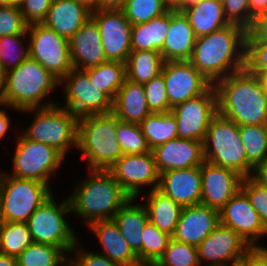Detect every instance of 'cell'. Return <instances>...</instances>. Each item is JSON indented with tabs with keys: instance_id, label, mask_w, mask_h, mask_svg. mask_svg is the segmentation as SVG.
I'll use <instances>...</instances> for the list:
<instances>
[{
	"instance_id": "cell-1",
	"label": "cell",
	"mask_w": 267,
	"mask_h": 266,
	"mask_svg": "<svg viewBox=\"0 0 267 266\" xmlns=\"http://www.w3.org/2000/svg\"><path fill=\"white\" fill-rule=\"evenodd\" d=\"M247 30L229 24L196 38L189 62L211 83L245 68Z\"/></svg>"
},
{
	"instance_id": "cell-2",
	"label": "cell",
	"mask_w": 267,
	"mask_h": 266,
	"mask_svg": "<svg viewBox=\"0 0 267 266\" xmlns=\"http://www.w3.org/2000/svg\"><path fill=\"white\" fill-rule=\"evenodd\" d=\"M214 86L221 116L237 125H267V96L256 74L243 68Z\"/></svg>"
},
{
	"instance_id": "cell-3",
	"label": "cell",
	"mask_w": 267,
	"mask_h": 266,
	"mask_svg": "<svg viewBox=\"0 0 267 266\" xmlns=\"http://www.w3.org/2000/svg\"><path fill=\"white\" fill-rule=\"evenodd\" d=\"M87 178L77 181L68 195L71 215L83 220L86 227L98 220L113 219L131 198L107 170H87Z\"/></svg>"
},
{
	"instance_id": "cell-4",
	"label": "cell",
	"mask_w": 267,
	"mask_h": 266,
	"mask_svg": "<svg viewBox=\"0 0 267 266\" xmlns=\"http://www.w3.org/2000/svg\"><path fill=\"white\" fill-rule=\"evenodd\" d=\"M59 85L57 78L29 57L5 73L0 98L18 111L49 107L59 103L51 98L47 100Z\"/></svg>"
},
{
	"instance_id": "cell-5",
	"label": "cell",
	"mask_w": 267,
	"mask_h": 266,
	"mask_svg": "<svg viewBox=\"0 0 267 266\" xmlns=\"http://www.w3.org/2000/svg\"><path fill=\"white\" fill-rule=\"evenodd\" d=\"M117 117L107 114L78 118L77 149L88 170H108L122 155L116 136Z\"/></svg>"
},
{
	"instance_id": "cell-6",
	"label": "cell",
	"mask_w": 267,
	"mask_h": 266,
	"mask_svg": "<svg viewBox=\"0 0 267 266\" xmlns=\"http://www.w3.org/2000/svg\"><path fill=\"white\" fill-rule=\"evenodd\" d=\"M29 115L33 121L21 133L28 139L47 144L58 150L65 158L71 148L77 149L78 118L58 104L19 111Z\"/></svg>"
},
{
	"instance_id": "cell-7",
	"label": "cell",
	"mask_w": 267,
	"mask_h": 266,
	"mask_svg": "<svg viewBox=\"0 0 267 266\" xmlns=\"http://www.w3.org/2000/svg\"><path fill=\"white\" fill-rule=\"evenodd\" d=\"M203 149L206 162L233 170L243 178L252 175L254 167L247 161L238 125L219 113L210 122Z\"/></svg>"
},
{
	"instance_id": "cell-8",
	"label": "cell",
	"mask_w": 267,
	"mask_h": 266,
	"mask_svg": "<svg viewBox=\"0 0 267 266\" xmlns=\"http://www.w3.org/2000/svg\"><path fill=\"white\" fill-rule=\"evenodd\" d=\"M52 195L29 217L27 225L33 243L50 244L60 247L68 256L79 236L67 220L71 214L68 196L57 203Z\"/></svg>"
},
{
	"instance_id": "cell-9",
	"label": "cell",
	"mask_w": 267,
	"mask_h": 266,
	"mask_svg": "<svg viewBox=\"0 0 267 266\" xmlns=\"http://www.w3.org/2000/svg\"><path fill=\"white\" fill-rule=\"evenodd\" d=\"M52 195L49 184L13 177L0 168V208L4 222L27 223L35 210Z\"/></svg>"
},
{
	"instance_id": "cell-10",
	"label": "cell",
	"mask_w": 267,
	"mask_h": 266,
	"mask_svg": "<svg viewBox=\"0 0 267 266\" xmlns=\"http://www.w3.org/2000/svg\"><path fill=\"white\" fill-rule=\"evenodd\" d=\"M15 150L11 157L12 171L7 175L36 180L52 187L54 174L59 173L65 157L55 148L47 144L26 138L20 131L15 135Z\"/></svg>"
},
{
	"instance_id": "cell-11",
	"label": "cell",
	"mask_w": 267,
	"mask_h": 266,
	"mask_svg": "<svg viewBox=\"0 0 267 266\" xmlns=\"http://www.w3.org/2000/svg\"><path fill=\"white\" fill-rule=\"evenodd\" d=\"M30 58L61 81L72 69L69 41L42 23L27 27Z\"/></svg>"
},
{
	"instance_id": "cell-12",
	"label": "cell",
	"mask_w": 267,
	"mask_h": 266,
	"mask_svg": "<svg viewBox=\"0 0 267 266\" xmlns=\"http://www.w3.org/2000/svg\"><path fill=\"white\" fill-rule=\"evenodd\" d=\"M59 86L65 99L60 106L70 110L77 118L112 112L113 100L92 84L83 70L73 68Z\"/></svg>"
},
{
	"instance_id": "cell-13",
	"label": "cell",
	"mask_w": 267,
	"mask_h": 266,
	"mask_svg": "<svg viewBox=\"0 0 267 266\" xmlns=\"http://www.w3.org/2000/svg\"><path fill=\"white\" fill-rule=\"evenodd\" d=\"M107 171L132 198H141L144 188L152 191L159 185L160 174L152 151L123 154Z\"/></svg>"
},
{
	"instance_id": "cell-14",
	"label": "cell",
	"mask_w": 267,
	"mask_h": 266,
	"mask_svg": "<svg viewBox=\"0 0 267 266\" xmlns=\"http://www.w3.org/2000/svg\"><path fill=\"white\" fill-rule=\"evenodd\" d=\"M177 121L178 138L204 142L212 118L218 113L217 91L212 84L202 95L171 109Z\"/></svg>"
},
{
	"instance_id": "cell-15",
	"label": "cell",
	"mask_w": 267,
	"mask_h": 266,
	"mask_svg": "<svg viewBox=\"0 0 267 266\" xmlns=\"http://www.w3.org/2000/svg\"><path fill=\"white\" fill-rule=\"evenodd\" d=\"M250 248L232 228L219 223L197 246L198 261L200 266H234Z\"/></svg>"
},
{
	"instance_id": "cell-16",
	"label": "cell",
	"mask_w": 267,
	"mask_h": 266,
	"mask_svg": "<svg viewBox=\"0 0 267 266\" xmlns=\"http://www.w3.org/2000/svg\"><path fill=\"white\" fill-rule=\"evenodd\" d=\"M96 21L107 60L126 63L131 48L132 24L121 9H96L91 11Z\"/></svg>"
},
{
	"instance_id": "cell-17",
	"label": "cell",
	"mask_w": 267,
	"mask_h": 266,
	"mask_svg": "<svg viewBox=\"0 0 267 266\" xmlns=\"http://www.w3.org/2000/svg\"><path fill=\"white\" fill-rule=\"evenodd\" d=\"M219 217L220 223L232 228L251 247H263L259 240L267 237V228L241 189L222 207Z\"/></svg>"
},
{
	"instance_id": "cell-18",
	"label": "cell",
	"mask_w": 267,
	"mask_h": 266,
	"mask_svg": "<svg viewBox=\"0 0 267 266\" xmlns=\"http://www.w3.org/2000/svg\"><path fill=\"white\" fill-rule=\"evenodd\" d=\"M171 108L202 95L212 84L189 62H164L162 72Z\"/></svg>"
},
{
	"instance_id": "cell-19",
	"label": "cell",
	"mask_w": 267,
	"mask_h": 266,
	"mask_svg": "<svg viewBox=\"0 0 267 266\" xmlns=\"http://www.w3.org/2000/svg\"><path fill=\"white\" fill-rule=\"evenodd\" d=\"M200 172L202 205L220 211L241 188L243 177L233 170L204 161L200 166Z\"/></svg>"
},
{
	"instance_id": "cell-20",
	"label": "cell",
	"mask_w": 267,
	"mask_h": 266,
	"mask_svg": "<svg viewBox=\"0 0 267 266\" xmlns=\"http://www.w3.org/2000/svg\"><path fill=\"white\" fill-rule=\"evenodd\" d=\"M219 223V210L202 204L183 207L171 238L197 247Z\"/></svg>"
},
{
	"instance_id": "cell-21",
	"label": "cell",
	"mask_w": 267,
	"mask_h": 266,
	"mask_svg": "<svg viewBox=\"0 0 267 266\" xmlns=\"http://www.w3.org/2000/svg\"><path fill=\"white\" fill-rule=\"evenodd\" d=\"M159 174L176 169L201 166L205 161L203 142L176 138L152 150Z\"/></svg>"
},
{
	"instance_id": "cell-22",
	"label": "cell",
	"mask_w": 267,
	"mask_h": 266,
	"mask_svg": "<svg viewBox=\"0 0 267 266\" xmlns=\"http://www.w3.org/2000/svg\"><path fill=\"white\" fill-rule=\"evenodd\" d=\"M157 189L182 207L200 204L202 190L200 166L161 173Z\"/></svg>"
},
{
	"instance_id": "cell-23",
	"label": "cell",
	"mask_w": 267,
	"mask_h": 266,
	"mask_svg": "<svg viewBox=\"0 0 267 266\" xmlns=\"http://www.w3.org/2000/svg\"><path fill=\"white\" fill-rule=\"evenodd\" d=\"M68 41L74 69L85 70L108 61L99 27L91 16Z\"/></svg>"
},
{
	"instance_id": "cell-24",
	"label": "cell",
	"mask_w": 267,
	"mask_h": 266,
	"mask_svg": "<svg viewBox=\"0 0 267 266\" xmlns=\"http://www.w3.org/2000/svg\"><path fill=\"white\" fill-rule=\"evenodd\" d=\"M89 227V228H88ZM87 227L102 249L98 253L123 266H142L113 219L98 220Z\"/></svg>"
},
{
	"instance_id": "cell-25",
	"label": "cell",
	"mask_w": 267,
	"mask_h": 266,
	"mask_svg": "<svg viewBox=\"0 0 267 266\" xmlns=\"http://www.w3.org/2000/svg\"><path fill=\"white\" fill-rule=\"evenodd\" d=\"M91 10L74 0H52L42 24L69 40L89 19Z\"/></svg>"
},
{
	"instance_id": "cell-26",
	"label": "cell",
	"mask_w": 267,
	"mask_h": 266,
	"mask_svg": "<svg viewBox=\"0 0 267 266\" xmlns=\"http://www.w3.org/2000/svg\"><path fill=\"white\" fill-rule=\"evenodd\" d=\"M163 48L160 51L164 62L189 61L196 36L188 19L180 10L170 9V25Z\"/></svg>"
},
{
	"instance_id": "cell-27",
	"label": "cell",
	"mask_w": 267,
	"mask_h": 266,
	"mask_svg": "<svg viewBox=\"0 0 267 266\" xmlns=\"http://www.w3.org/2000/svg\"><path fill=\"white\" fill-rule=\"evenodd\" d=\"M188 19L196 38L231 24L221 0H195L180 9Z\"/></svg>"
},
{
	"instance_id": "cell-28",
	"label": "cell",
	"mask_w": 267,
	"mask_h": 266,
	"mask_svg": "<svg viewBox=\"0 0 267 266\" xmlns=\"http://www.w3.org/2000/svg\"><path fill=\"white\" fill-rule=\"evenodd\" d=\"M112 113L123 122L140 124L151 114L147 105L143 84L125 80L114 100Z\"/></svg>"
},
{
	"instance_id": "cell-29",
	"label": "cell",
	"mask_w": 267,
	"mask_h": 266,
	"mask_svg": "<svg viewBox=\"0 0 267 266\" xmlns=\"http://www.w3.org/2000/svg\"><path fill=\"white\" fill-rule=\"evenodd\" d=\"M137 199L131 197L113 218L122 236L135 254L142 247V233L149 221L145 205L140 204V202L137 203Z\"/></svg>"
},
{
	"instance_id": "cell-30",
	"label": "cell",
	"mask_w": 267,
	"mask_h": 266,
	"mask_svg": "<svg viewBox=\"0 0 267 266\" xmlns=\"http://www.w3.org/2000/svg\"><path fill=\"white\" fill-rule=\"evenodd\" d=\"M145 195L142 203L147 209L149 221L162 232L172 236L183 207L158 189L148 191Z\"/></svg>"
},
{
	"instance_id": "cell-31",
	"label": "cell",
	"mask_w": 267,
	"mask_h": 266,
	"mask_svg": "<svg viewBox=\"0 0 267 266\" xmlns=\"http://www.w3.org/2000/svg\"><path fill=\"white\" fill-rule=\"evenodd\" d=\"M170 25V9L150 21L132 25L131 48L132 51H156L163 48Z\"/></svg>"
},
{
	"instance_id": "cell-32",
	"label": "cell",
	"mask_w": 267,
	"mask_h": 266,
	"mask_svg": "<svg viewBox=\"0 0 267 266\" xmlns=\"http://www.w3.org/2000/svg\"><path fill=\"white\" fill-rule=\"evenodd\" d=\"M126 79L145 84L162 72L164 60L156 51H131L126 61Z\"/></svg>"
},
{
	"instance_id": "cell-33",
	"label": "cell",
	"mask_w": 267,
	"mask_h": 266,
	"mask_svg": "<svg viewBox=\"0 0 267 266\" xmlns=\"http://www.w3.org/2000/svg\"><path fill=\"white\" fill-rule=\"evenodd\" d=\"M139 125L151 151L167 141L178 138L177 121L172 111L151 113Z\"/></svg>"
},
{
	"instance_id": "cell-34",
	"label": "cell",
	"mask_w": 267,
	"mask_h": 266,
	"mask_svg": "<svg viewBox=\"0 0 267 266\" xmlns=\"http://www.w3.org/2000/svg\"><path fill=\"white\" fill-rule=\"evenodd\" d=\"M92 84L114 100L126 80V64L120 61H106L98 66L83 70Z\"/></svg>"
},
{
	"instance_id": "cell-35",
	"label": "cell",
	"mask_w": 267,
	"mask_h": 266,
	"mask_svg": "<svg viewBox=\"0 0 267 266\" xmlns=\"http://www.w3.org/2000/svg\"><path fill=\"white\" fill-rule=\"evenodd\" d=\"M17 266H68L69 256L50 244L31 243L17 258Z\"/></svg>"
},
{
	"instance_id": "cell-36",
	"label": "cell",
	"mask_w": 267,
	"mask_h": 266,
	"mask_svg": "<svg viewBox=\"0 0 267 266\" xmlns=\"http://www.w3.org/2000/svg\"><path fill=\"white\" fill-rule=\"evenodd\" d=\"M142 247L136 253L142 266H153L163 255L171 236L148 221L143 230Z\"/></svg>"
},
{
	"instance_id": "cell-37",
	"label": "cell",
	"mask_w": 267,
	"mask_h": 266,
	"mask_svg": "<svg viewBox=\"0 0 267 266\" xmlns=\"http://www.w3.org/2000/svg\"><path fill=\"white\" fill-rule=\"evenodd\" d=\"M247 161L255 168L267 158V125H238Z\"/></svg>"
},
{
	"instance_id": "cell-38",
	"label": "cell",
	"mask_w": 267,
	"mask_h": 266,
	"mask_svg": "<svg viewBox=\"0 0 267 266\" xmlns=\"http://www.w3.org/2000/svg\"><path fill=\"white\" fill-rule=\"evenodd\" d=\"M32 243L27 223L3 222L0 227V253L18 257Z\"/></svg>"
},
{
	"instance_id": "cell-39",
	"label": "cell",
	"mask_w": 267,
	"mask_h": 266,
	"mask_svg": "<svg viewBox=\"0 0 267 266\" xmlns=\"http://www.w3.org/2000/svg\"><path fill=\"white\" fill-rule=\"evenodd\" d=\"M29 57L30 51L27 34L0 37V66L4 73L18 67Z\"/></svg>"
},
{
	"instance_id": "cell-40",
	"label": "cell",
	"mask_w": 267,
	"mask_h": 266,
	"mask_svg": "<svg viewBox=\"0 0 267 266\" xmlns=\"http://www.w3.org/2000/svg\"><path fill=\"white\" fill-rule=\"evenodd\" d=\"M169 9L166 0H126L121 8L132 25L148 22Z\"/></svg>"
},
{
	"instance_id": "cell-41",
	"label": "cell",
	"mask_w": 267,
	"mask_h": 266,
	"mask_svg": "<svg viewBox=\"0 0 267 266\" xmlns=\"http://www.w3.org/2000/svg\"><path fill=\"white\" fill-rule=\"evenodd\" d=\"M116 136L123 154H141L151 151L139 124L123 122L117 118Z\"/></svg>"
},
{
	"instance_id": "cell-42",
	"label": "cell",
	"mask_w": 267,
	"mask_h": 266,
	"mask_svg": "<svg viewBox=\"0 0 267 266\" xmlns=\"http://www.w3.org/2000/svg\"><path fill=\"white\" fill-rule=\"evenodd\" d=\"M153 266H200L197 247L171 238L163 255Z\"/></svg>"
},
{
	"instance_id": "cell-43",
	"label": "cell",
	"mask_w": 267,
	"mask_h": 266,
	"mask_svg": "<svg viewBox=\"0 0 267 266\" xmlns=\"http://www.w3.org/2000/svg\"><path fill=\"white\" fill-rule=\"evenodd\" d=\"M245 68L256 75L267 71V40L255 37L250 31L246 35Z\"/></svg>"
},
{
	"instance_id": "cell-44",
	"label": "cell",
	"mask_w": 267,
	"mask_h": 266,
	"mask_svg": "<svg viewBox=\"0 0 267 266\" xmlns=\"http://www.w3.org/2000/svg\"><path fill=\"white\" fill-rule=\"evenodd\" d=\"M147 105L151 113H165L171 111L167 98L166 84L163 74L152 78L143 84Z\"/></svg>"
},
{
	"instance_id": "cell-45",
	"label": "cell",
	"mask_w": 267,
	"mask_h": 266,
	"mask_svg": "<svg viewBox=\"0 0 267 266\" xmlns=\"http://www.w3.org/2000/svg\"><path fill=\"white\" fill-rule=\"evenodd\" d=\"M240 189L247 195L250 204L267 228V187L260 185L249 176L242 179Z\"/></svg>"
},
{
	"instance_id": "cell-46",
	"label": "cell",
	"mask_w": 267,
	"mask_h": 266,
	"mask_svg": "<svg viewBox=\"0 0 267 266\" xmlns=\"http://www.w3.org/2000/svg\"><path fill=\"white\" fill-rule=\"evenodd\" d=\"M27 27L19 6L0 5V37L27 34Z\"/></svg>"
},
{
	"instance_id": "cell-47",
	"label": "cell",
	"mask_w": 267,
	"mask_h": 266,
	"mask_svg": "<svg viewBox=\"0 0 267 266\" xmlns=\"http://www.w3.org/2000/svg\"><path fill=\"white\" fill-rule=\"evenodd\" d=\"M79 242L78 240L69 254L68 266H123L98 253L97 250H87L89 248L83 247Z\"/></svg>"
},
{
	"instance_id": "cell-48",
	"label": "cell",
	"mask_w": 267,
	"mask_h": 266,
	"mask_svg": "<svg viewBox=\"0 0 267 266\" xmlns=\"http://www.w3.org/2000/svg\"><path fill=\"white\" fill-rule=\"evenodd\" d=\"M226 18L249 31L255 20L249 15V0H221Z\"/></svg>"
},
{
	"instance_id": "cell-49",
	"label": "cell",
	"mask_w": 267,
	"mask_h": 266,
	"mask_svg": "<svg viewBox=\"0 0 267 266\" xmlns=\"http://www.w3.org/2000/svg\"><path fill=\"white\" fill-rule=\"evenodd\" d=\"M51 3L52 0H22L19 9L28 25L42 23L51 7Z\"/></svg>"
},
{
	"instance_id": "cell-50",
	"label": "cell",
	"mask_w": 267,
	"mask_h": 266,
	"mask_svg": "<svg viewBox=\"0 0 267 266\" xmlns=\"http://www.w3.org/2000/svg\"><path fill=\"white\" fill-rule=\"evenodd\" d=\"M239 266H267V245L251 247L239 260Z\"/></svg>"
},
{
	"instance_id": "cell-51",
	"label": "cell",
	"mask_w": 267,
	"mask_h": 266,
	"mask_svg": "<svg viewBox=\"0 0 267 266\" xmlns=\"http://www.w3.org/2000/svg\"><path fill=\"white\" fill-rule=\"evenodd\" d=\"M10 109L19 113L18 110L10 107L3 99L0 98V141H3L5 136L8 134V131H11L10 128H12L11 126L13 120H11V117L8 115Z\"/></svg>"
},
{
	"instance_id": "cell-52",
	"label": "cell",
	"mask_w": 267,
	"mask_h": 266,
	"mask_svg": "<svg viewBox=\"0 0 267 266\" xmlns=\"http://www.w3.org/2000/svg\"><path fill=\"white\" fill-rule=\"evenodd\" d=\"M255 37L267 40V12L261 14L249 30Z\"/></svg>"
},
{
	"instance_id": "cell-53",
	"label": "cell",
	"mask_w": 267,
	"mask_h": 266,
	"mask_svg": "<svg viewBox=\"0 0 267 266\" xmlns=\"http://www.w3.org/2000/svg\"><path fill=\"white\" fill-rule=\"evenodd\" d=\"M251 177L260 185L267 187V158L254 168Z\"/></svg>"
},
{
	"instance_id": "cell-54",
	"label": "cell",
	"mask_w": 267,
	"mask_h": 266,
	"mask_svg": "<svg viewBox=\"0 0 267 266\" xmlns=\"http://www.w3.org/2000/svg\"><path fill=\"white\" fill-rule=\"evenodd\" d=\"M267 12V0H249V15L256 20Z\"/></svg>"
},
{
	"instance_id": "cell-55",
	"label": "cell",
	"mask_w": 267,
	"mask_h": 266,
	"mask_svg": "<svg viewBox=\"0 0 267 266\" xmlns=\"http://www.w3.org/2000/svg\"><path fill=\"white\" fill-rule=\"evenodd\" d=\"M126 0H96V9H121Z\"/></svg>"
},
{
	"instance_id": "cell-56",
	"label": "cell",
	"mask_w": 267,
	"mask_h": 266,
	"mask_svg": "<svg viewBox=\"0 0 267 266\" xmlns=\"http://www.w3.org/2000/svg\"><path fill=\"white\" fill-rule=\"evenodd\" d=\"M194 1L195 0H166V3L170 9L180 10L185 5Z\"/></svg>"
},
{
	"instance_id": "cell-57",
	"label": "cell",
	"mask_w": 267,
	"mask_h": 266,
	"mask_svg": "<svg viewBox=\"0 0 267 266\" xmlns=\"http://www.w3.org/2000/svg\"><path fill=\"white\" fill-rule=\"evenodd\" d=\"M0 266H17L16 257L0 253Z\"/></svg>"
},
{
	"instance_id": "cell-58",
	"label": "cell",
	"mask_w": 267,
	"mask_h": 266,
	"mask_svg": "<svg viewBox=\"0 0 267 266\" xmlns=\"http://www.w3.org/2000/svg\"><path fill=\"white\" fill-rule=\"evenodd\" d=\"M257 77L262 85V88L264 89V93L267 96V71H263L262 73H258Z\"/></svg>"
},
{
	"instance_id": "cell-59",
	"label": "cell",
	"mask_w": 267,
	"mask_h": 266,
	"mask_svg": "<svg viewBox=\"0 0 267 266\" xmlns=\"http://www.w3.org/2000/svg\"><path fill=\"white\" fill-rule=\"evenodd\" d=\"M74 1L84 4L91 11L96 10V0H74Z\"/></svg>"
},
{
	"instance_id": "cell-60",
	"label": "cell",
	"mask_w": 267,
	"mask_h": 266,
	"mask_svg": "<svg viewBox=\"0 0 267 266\" xmlns=\"http://www.w3.org/2000/svg\"><path fill=\"white\" fill-rule=\"evenodd\" d=\"M22 0H0V5L19 6Z\"/></svg>"
},
{
	"instance_id": "cell-61",
	"label": "cell",
	"mask_w": 267,
	"mask_h": 266,
	"mask_svg": "<svg viewBox=\"0 0 267 266\" xmlns=\"http://www.w3.org/2000/svg\"><path fill=\"white\" fill-rule=\"evenodd\" d=\"M4 76H5V73L3 72L2 67L0 66V93L4 85Z\"/></svg>"
},
{
	"instance_id": "cell-62",
	"label": "cell",
	"mask_w": 267,
	"mask_h": 266,
	"mask_svg": "<svg viewBox=\"0 0 267 266\" xmlns=\"http://www.w3.org/2000/svg\"><path fill=\"white\" fill-rule=\"evenodd\" d=\"M3 222H4V221H3V218H2L1 208H0V227H1V225H2Z\"/></svg>"
}]
</instances>
